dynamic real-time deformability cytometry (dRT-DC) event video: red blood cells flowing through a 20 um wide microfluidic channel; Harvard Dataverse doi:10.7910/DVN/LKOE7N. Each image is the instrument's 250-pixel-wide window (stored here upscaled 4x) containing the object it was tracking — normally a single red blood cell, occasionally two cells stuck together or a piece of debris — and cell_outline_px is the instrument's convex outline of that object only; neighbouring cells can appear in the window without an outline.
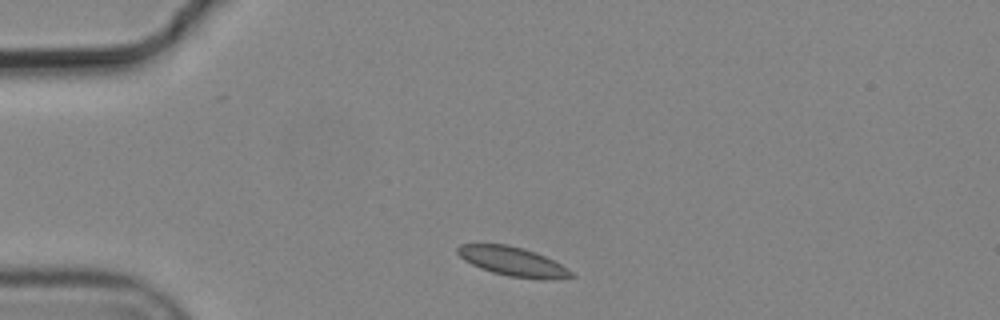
{"species": "common noctule bat (a hibernating species)", "species_latin": "Nyctalus noctula", "temperature_condition": "cold", "stored_images_in_passage": 1, "camera_frame_rate_fps": 3000, "um_per_image_px": 0.085, "animal": {"sex": "male", "body_mass_g": 19.2, "forearm_length_mm": 51.8}, "frame": {"image": 1, "passage_image": 1, "time_ms": 0.0, "image_size_px": [1000, 320], "cell_outline_px": [[576, 276], [552, 280], [544, 280], [508, 276], [492, 272], [480, 268], [464, 260], [456, 252], [456, 248], [460, 244], [508, 244], [524, 248], [536, 252], [568, 268]], "centroid_in_image_um": [43.6, 22.23], "position_along_channel_um": 41.4, "area_um2": 19.42}}